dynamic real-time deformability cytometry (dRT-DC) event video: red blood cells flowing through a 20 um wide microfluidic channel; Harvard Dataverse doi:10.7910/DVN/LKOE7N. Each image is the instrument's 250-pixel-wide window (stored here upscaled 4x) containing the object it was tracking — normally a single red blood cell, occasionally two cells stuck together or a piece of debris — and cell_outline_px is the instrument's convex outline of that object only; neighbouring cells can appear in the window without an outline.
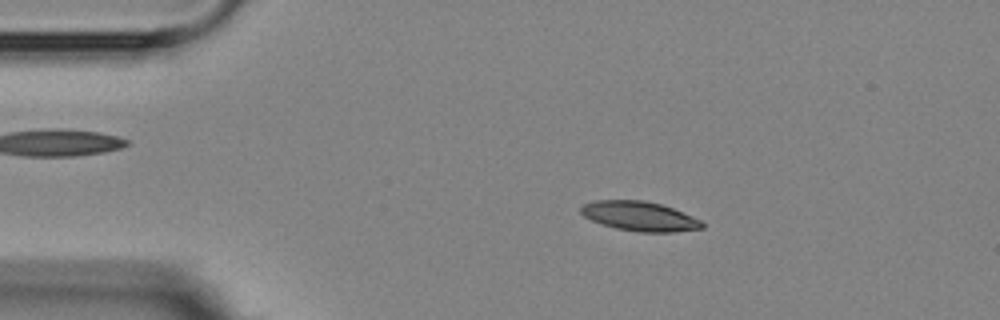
{"species": "Egyptian fruit bat (a non-hibernating species)", "species_latin": "Rousettus aegyptiacus", "temperature_condition": "room temperature", "stored_images_in_passage": 10, "camera_frame_rate_fps": 3000, "um_per_image_px": 0.085, "animal": {"sex": "female"}, "frame": {"image": 1, "passage_image": 2, "time_ms": 1.0, "image_size_px": [1000, 320], "cell_outline_px": [[704, 228], [676, 232], [640, 232], [616, 228], [600, 224], [584, 216], [580, 212], [580, 208], [584, 204], [596, 200], [644, 200], [660, 204], [672, 208], [692, 216], [700, 220], [704, 224]], "centroid_in_image_um": [54.36, 18.38], "position_along_channel_um": 30.6, "area_um2": 20.81}}
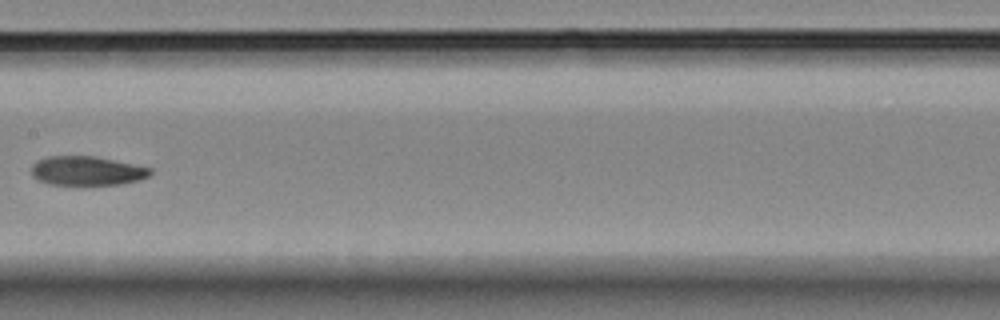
{"frame": {"image": 2, "passage_image": 7, "time_ms": 7.0, "image_size_px": [1000, 320], "cell_outline_px": [[152, 172], [148, 176], [140, 180], [120, 184], [48, 184], [36, 180], [32, 176], [32, 164], [36, 160], [48, 156], [96, 156], [152, 168]], "centroid_in_image_um": [7.36, 14.51], "position_along_channel_um": 200.0, "area_um2": 20.23}}
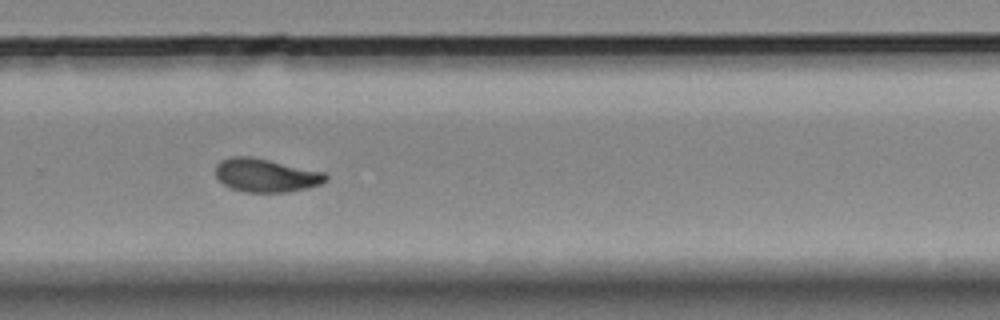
{"frame": {"image": 3, "passage_image": 10, "time_ms": 10.0, "image_size_px": [1000, 320], "cell_outline_px": [[328, 180], [320, 184], [308, 188], [288, 192], [244, 192], [232, 188], [224, 184], [216, 176], [216, 164], [220, 160], [232, 156], [252, 156], [324, 172], [328, 176]], "centroid_in_image_um": [22.61, 14.9], "position_along_channel_um": 307.2, "area_um2": 21.5}}